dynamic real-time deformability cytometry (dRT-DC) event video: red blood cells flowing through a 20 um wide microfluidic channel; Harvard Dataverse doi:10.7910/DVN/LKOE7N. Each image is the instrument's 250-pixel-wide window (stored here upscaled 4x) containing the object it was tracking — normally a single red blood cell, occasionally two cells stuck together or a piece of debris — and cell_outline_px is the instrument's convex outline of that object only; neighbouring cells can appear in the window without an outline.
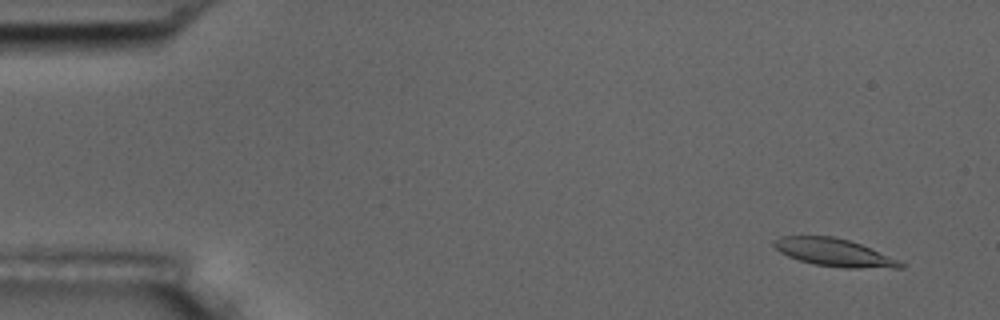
{"species": "common noctule bat (a hibernating species)", "species_latin": "Nyctalus noctula", "temperature_condition": "room temperature", "stored_images_in_passage": 55, "camera_frame_rate_fps": 3000, "um_per_image_px": 0.085, "animal": {"sex": "male", "body_mass_g": 17.5, "forearm_length_mm": 52.3}, "frame": {"image": 1, "passage_image": 2, "time_ms": 0.333, "image_size_px": [1000, 320], "cell_outline_px": [[904, 268], [844, 268], [812, 264], [788, 256], [780, 252], [772, 244], [780, 236], [832, 236], [848, 240], [860, 244], [900, 260], [904, 264]], "centroid_in_image_um": [70.92, 21.47], "position_along_channel_um": 14.1, "area_um2": 20.35}}
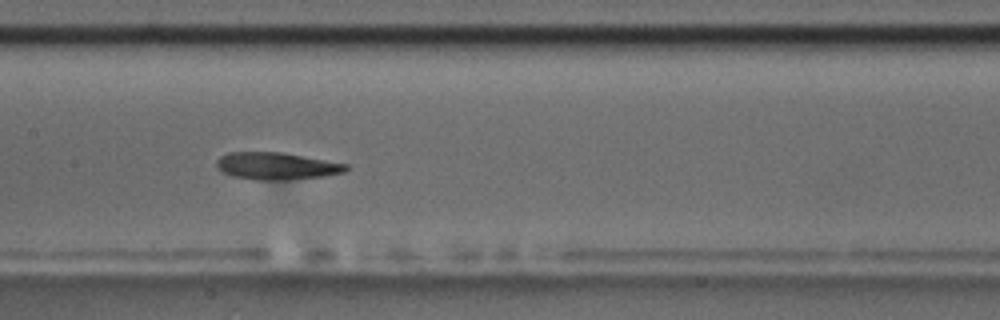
{"frame": {"image": 2, "passage_image": 26, "time_ms": 8.333, "image_size_px": [1000, 320], "cell_outline_px": [[348, 168], [344, 172], [324, 176], [280, 180], [256, 180], [232, 176], [216, 168], [216, 160], [220, 156], [228, 152], [280, 152], [348, 164]], "centroid_in_image_um": [23.46, 14.11], "position_along_channel_um": 183.9, "area_um2": 20.4}}
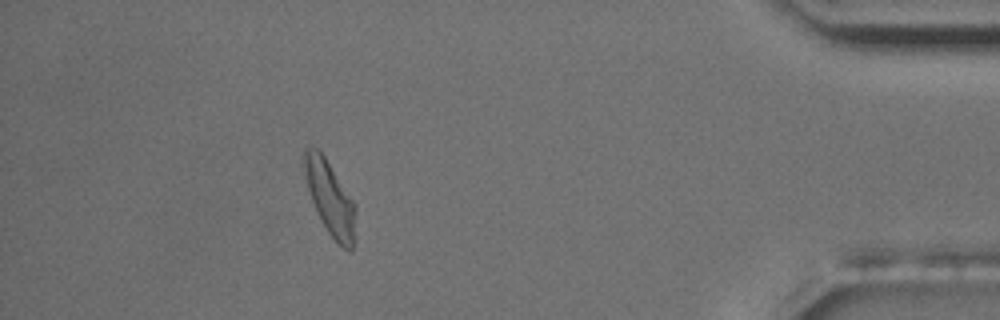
{"frame": {"image": 3, "passage_image": 49, "time_ms": 16.0, "image_size_px": [1000, 320], "cell_outline_px": [[356, 212], [352, 252], [348, 252], [336, 244], [328, 232], [316, 212], [300, 164], [304, 148], [316, 148], [324, 156], [356, 204]], "centroid_in_image_um": [28.03, 16.85], "position_along_channel_um": 407.2, "area_um2": 22.48}, "authors_computed_cell_mechanics": {"area_um2": 21.0392, "velocity_mm_per_s": 3.5686, "shape_relaxation_time_tau1_ms": 7.8289, "shape_relaxation_time_tau2_ms": 5.4386, "deformation_change_tau1": 0.2232, "deformation_change_tau2": 0.1505}}